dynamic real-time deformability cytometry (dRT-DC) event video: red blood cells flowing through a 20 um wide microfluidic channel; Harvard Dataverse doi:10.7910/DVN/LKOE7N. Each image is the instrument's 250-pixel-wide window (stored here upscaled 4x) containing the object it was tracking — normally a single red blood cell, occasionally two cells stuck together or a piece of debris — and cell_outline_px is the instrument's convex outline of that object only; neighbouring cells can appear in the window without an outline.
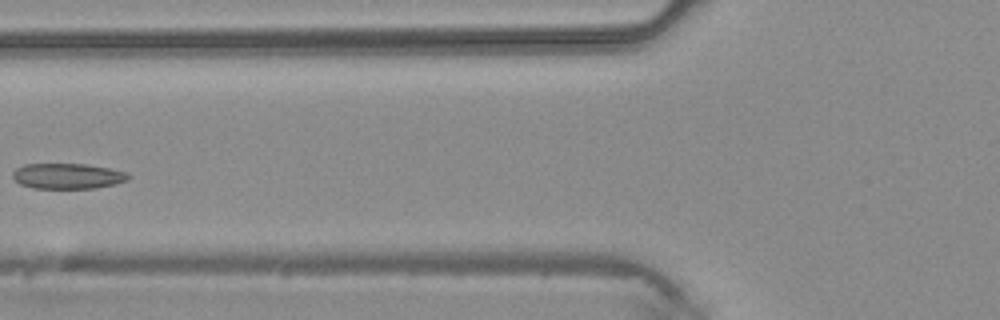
{"species": "common noctule bat (a hibernating species)", "species_latin": "Nyctalus noctula", "temperature_condition": "warm", "stored_images_in_passage": 5, "camera_frame_rate_fps": 3000, "um_per_image_px": 0.085, "animal": {"sex": "male", "body_mass_g": 20.4}, "frame": {"image": 1, "passage_image": 5, "time_ms": 1.333, "image_size_px": [1000, 320], "cell_outline_px": [[132, 176], [128, 180], [116, 184], [96, 188], [32, 188], [20, 184], [12, 176], [12, 172], [16, 168], [24, 164], [84, 164], [108, 168], [124, 172]], "centroid_in_image_um": [5.74, 14.97], "position_along_channel_um": 120.1, "area_um2": 17.17}}